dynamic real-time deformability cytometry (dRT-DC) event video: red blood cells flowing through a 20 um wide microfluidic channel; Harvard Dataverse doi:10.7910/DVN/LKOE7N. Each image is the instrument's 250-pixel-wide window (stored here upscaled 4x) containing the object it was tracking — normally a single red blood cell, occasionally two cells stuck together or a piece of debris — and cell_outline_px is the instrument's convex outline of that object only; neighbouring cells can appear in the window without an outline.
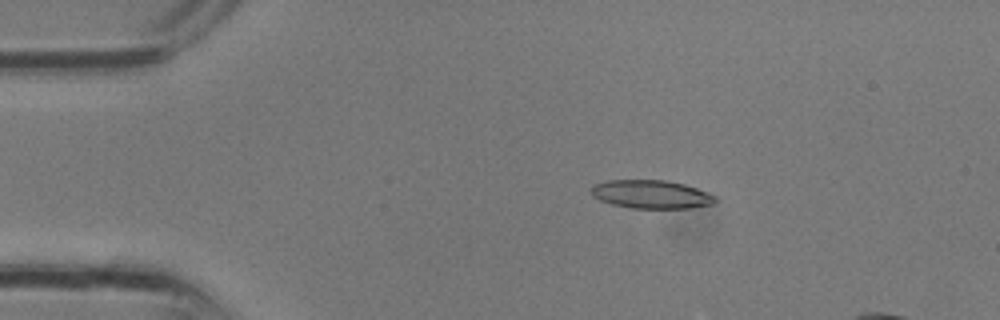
{"species": "common noctule bat (a hibernating species)", "species_latin": "Nyctalus noctula", "temperature_condition": "room temperature", "stored_images_in_passage": 26, "camera_frame_rate_fps": 3000, "um_per_image_px": 0.085, "animal": {"sex": "male", "body_mass_g": 13.3}, "frame": {"image": 1, "passage_image": 1, "time_ms": 0.0, "image_size_px": [1000, 320], "cell_outline_px": [[716, 200], [712, 204], [688, 208], [632, 208], [612, 204], [600, 200], [592, 196], [588, 188], [592, 184], [608, 180], [664, 180], [684, 184], [696, 188], [716, 196]], "centroid_in_image_um": [55.28, 16.51], "position_along_channel_um": 29.7, "area_um2": 20.58}}
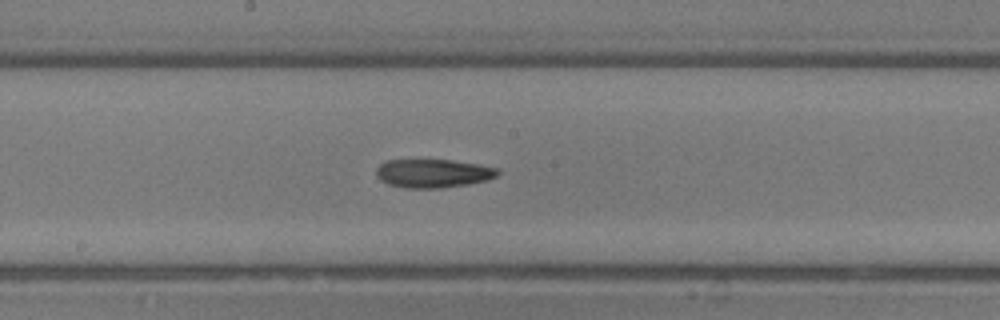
{"frame": {"image": 2, "passage_image": 12, "time_ms": 3.667, "image_size_px": [1000, 320], "cell_outline_px": [[500, 172], [496, 176], [488, 180], [468, 184], [440, 188], [408, 188], [388, 184], [380, 180], [376, 176], [376, 168], [384, 160], [452, 160], [480, 164], [496, 168]], "centroid_in_image_um": [36.8, 14.73], "position_along_channel_um": 211.4, "area_um2": 20.29}}
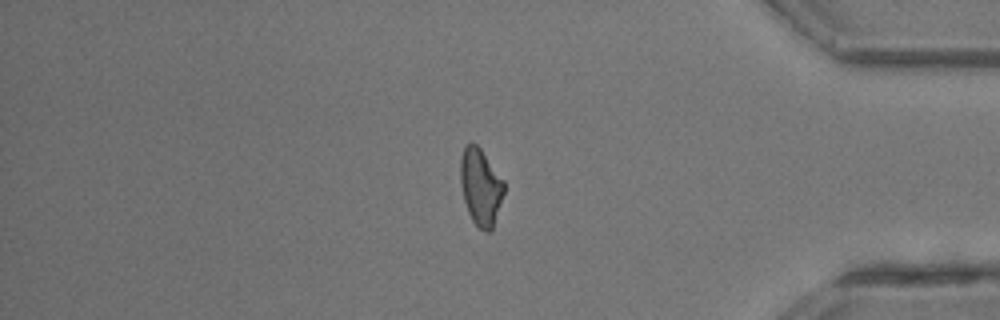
{"frame": {"image": 3, "passage_image": 22, "time_ms": 7.0, "image_size_px": [1000, 320], "cell_outline_px": [[504, 192], [492, 232], [484, 232], [472, 220], [468, 212], [464, 200], [460, 184], [460, 156], [464, 144], [472, 140], [480, 148], [504, 180]], "centroid_in_image_um": [40.84, 15.86], "position_along_channel_um": 394.4, "area_um2": 19.83}}